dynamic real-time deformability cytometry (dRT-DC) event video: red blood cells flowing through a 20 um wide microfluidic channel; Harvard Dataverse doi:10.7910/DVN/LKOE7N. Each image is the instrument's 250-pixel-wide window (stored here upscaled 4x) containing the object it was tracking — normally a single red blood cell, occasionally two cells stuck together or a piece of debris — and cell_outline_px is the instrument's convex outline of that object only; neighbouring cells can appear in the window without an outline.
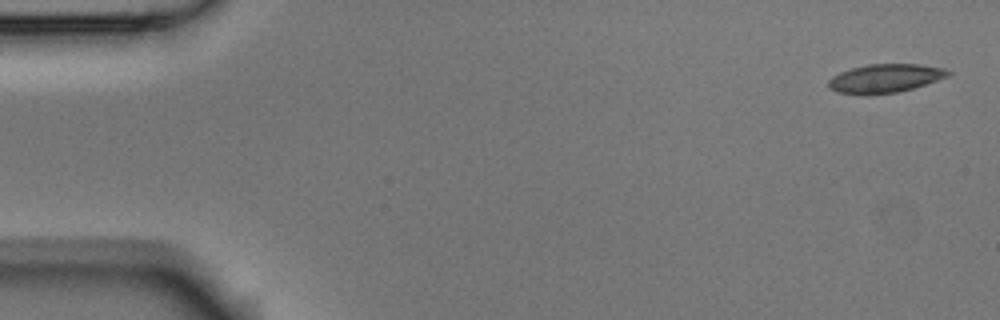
{"species": "Egyptian fruit bat (a non-hibernating species)", "species_latin": "Rousettus aegyptiacus", "temperature_condition": "room temperature", "stored_images_in_passage": 5, "camera_frame_rate_fps": 3000, "um_per_image_px": 0.085, "animal": {"sex": "male"}, "frame": {"image": 1, "passage_image": 1, "time_ms": 0.0, "image_size_px": [1000, 320], "cell_outline_px": [[952, 72], [948, 76], [912, 88], [896, 92], [868, 96], [860, 96], [836, 92], [828, 88], [828, 80], [832, 76], [840, 72], [852, 68], [868, 64], [920, 64], [944, 68]], "centroid_in_image_um": [75.16, 6.68], "position_along_channel_um": 9.8, "area_um2": 20.17}}
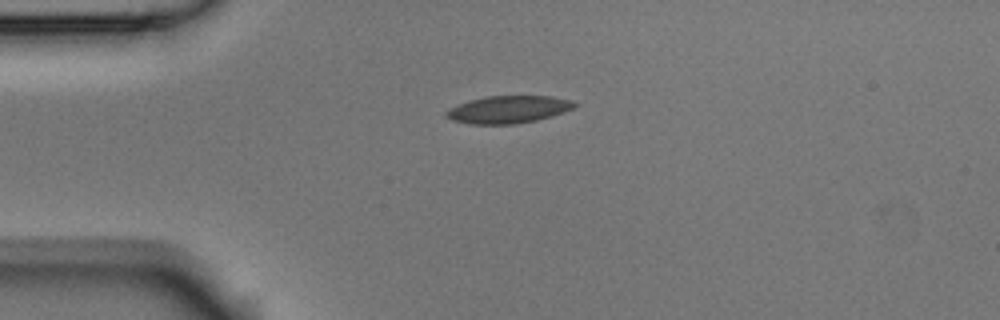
{"frame": {"image": 2, "passage_image": 4, "time_ms": 1.0, "image_size_px": [1000, 320], "cell_outline_px": [[580, 104], [572, 108], [536, 120], [516, 124], [472, 124], [452, 120], [444, 116], [444, 112], [460, 104], [484, 96], [548, 96], [572, 100]], "centroid_in_image_um": [43.19, 9.3], "position_along_channel_um": 41.8, "area_um2": 20.17}}